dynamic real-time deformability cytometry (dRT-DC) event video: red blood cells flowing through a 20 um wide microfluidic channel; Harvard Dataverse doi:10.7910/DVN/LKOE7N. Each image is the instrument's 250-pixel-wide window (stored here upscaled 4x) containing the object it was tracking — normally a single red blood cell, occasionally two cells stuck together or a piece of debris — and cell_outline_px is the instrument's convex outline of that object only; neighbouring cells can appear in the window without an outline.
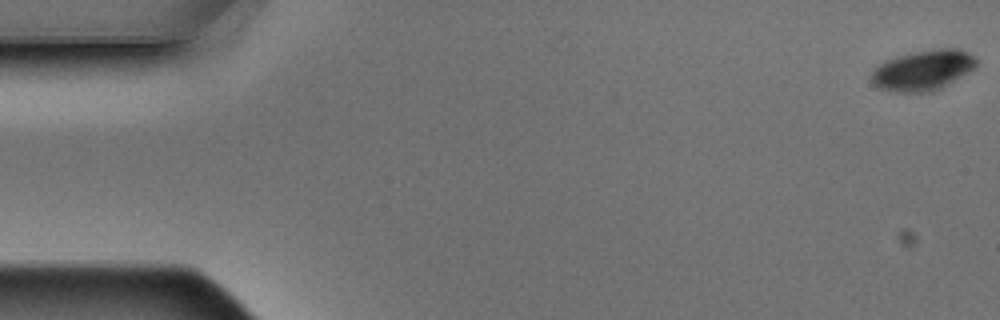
{"species": "Egyptian fruit bat (a non-hibernating species)", "species_latin": "Rousettus aegyptiacus", "temperature_condition": "warm", "stored_images_in_passage": 6, "camera_frame_rate_fps": 3000, "um_per_image_px": 0.085, "animal": {"sex": "male"}, "frame": {"image": 1, "passage_image": 1, "time_ms": 0.0, "image_size_px": [1000, 320], "cell_outline_px": [[976, 68], [940, 88], [932, 92], [896, 92], [880, 88], [872, 80], [872, 68], [896, 56], [936, 48], [956, 48], [968, 52], [976, 60]], "centroid_in_image_um": [78.47, 5.96], "position_along_channel_um": 6.5, "area_um2": 24.39}}
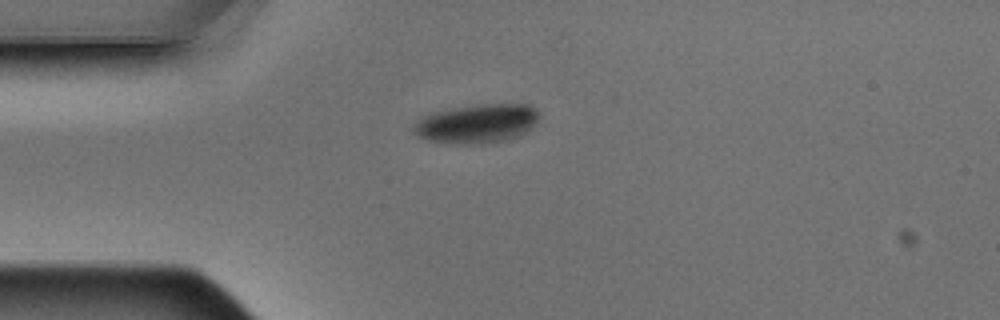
{"frame": {"image": 2, "passage_image": 5, "time_ms": 1.333, "image_size_px": [1000, 320], "cell_outline_px": [[540, 116], [536, 124], [532, 128], [520, 136], [504, 140], [480, 144], [456, 144], [428, 140], [416, 136], [412, 132], [412, 124], [424, 116], [432, 112], [480, 104], [528, 104], [536, 108]], "centroid_in_image_um": [40.55, 10.51], "position_along_channel_um": 44.5, "area_um2": 28.78}}